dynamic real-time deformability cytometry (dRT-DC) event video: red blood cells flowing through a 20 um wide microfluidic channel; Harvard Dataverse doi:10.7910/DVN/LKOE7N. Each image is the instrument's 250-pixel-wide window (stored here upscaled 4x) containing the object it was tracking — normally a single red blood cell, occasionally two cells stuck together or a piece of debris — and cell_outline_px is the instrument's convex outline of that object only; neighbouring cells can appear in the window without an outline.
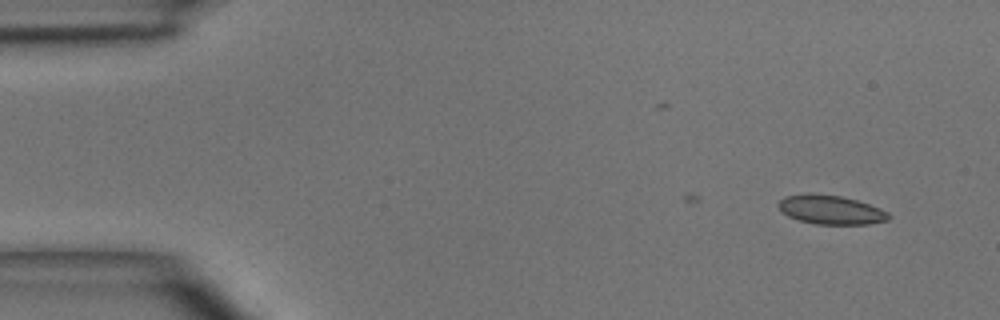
{"species": "common noctule bat (a hibernating species)", "species_latin": "Nyctalus noctula", "temperature_condition": "room temperature", "stored_images_in_passage": 5, "camera_frame_rate_fps": 3000, "um_per_image_px": 0.085, "animal": {"sex": "male", "body_mass_g": 15.6}, "frame": {"image": 1, "passage_image": 1, "time_ms": 0.0, "image_size_px": [1000, 320], "cell_outline_px": [[892, 216], [888, 220], [868, 224], [816, 224], [800, 220], [788, 216], [776, 204], [784, 196], [808, 192], [812, 192], [840, 196], [856, 200], [880, 208], [888, 212]], "centroid_in_image_um": [70.61, 17.81], "position_along_channel_um": 14.4, "area_um2": 18.73}}
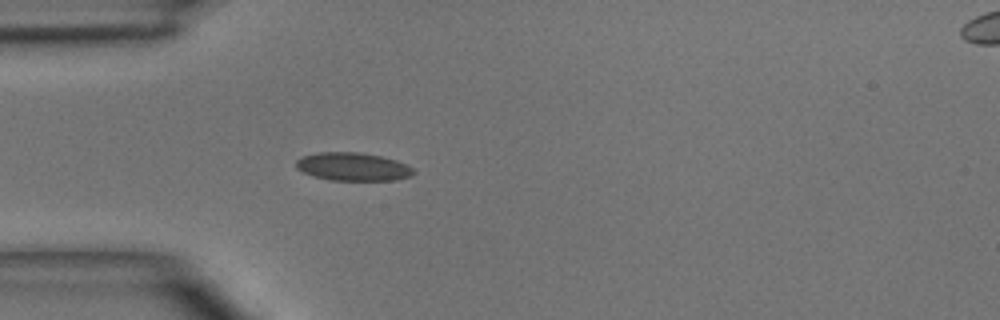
{"frame": {"image": 2, "passage_image": 4, "time_ms": 3.333, "image_size_px": [1000, 320], "cell_outline_px": [[416, 172], [412, 176], [396, 180], [332, 180], [316, 176], [304, 172], [296, 168], [296, 160], [304, 156], [316, 152], [360, 152], [380, 156], [396, 160], [412, 168]], "centroid_in_image_um": [30.02, 14.16], "position_along_channel_um": 55.0, "area_um2": 19.13}}